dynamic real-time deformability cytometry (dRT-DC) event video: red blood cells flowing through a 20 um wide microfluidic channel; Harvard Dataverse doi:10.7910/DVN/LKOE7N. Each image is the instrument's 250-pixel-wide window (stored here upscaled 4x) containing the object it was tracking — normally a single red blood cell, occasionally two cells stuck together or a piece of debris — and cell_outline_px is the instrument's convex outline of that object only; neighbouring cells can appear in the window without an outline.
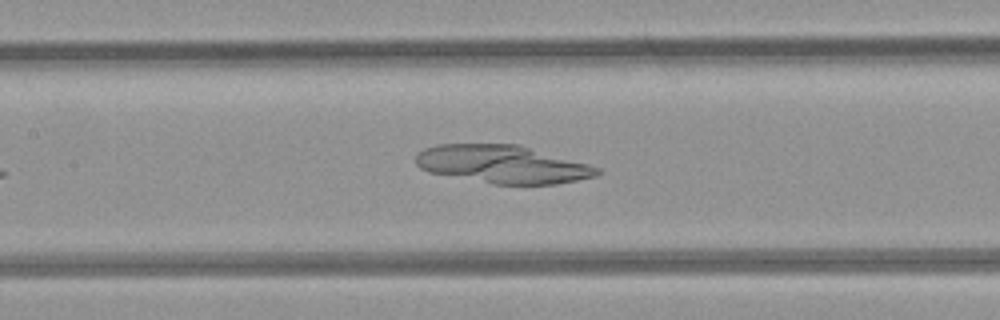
{"species": "common noctule bat (a hibernating species)", "species_latin": "Nyctalus noctula", "temperature_condition": "room temperature", "stored_images_in_passage": 6, "camera_frame_rate_fps": 3000, "um_per_image_px": 0.085, "animal": {"sex": "female", "body_mass_g": 21.9}, "frame": {"image": 1, "passage_image": 6, "time_ms": 6.667, "image_size_px": [1000, 320], "cell_outline_px": [[600, 172], [596, 176], [556, 184], [492, 184], [428, 172], [420, 168], [416, 164], [416, 152], [424, 148], [436, 144], [520, 144], [588, 164], [600, 168]], "centroid_in_image_um": [42.68, 13.95], "position_along_channel_um": 164.7, "area_um2": 40.29}}